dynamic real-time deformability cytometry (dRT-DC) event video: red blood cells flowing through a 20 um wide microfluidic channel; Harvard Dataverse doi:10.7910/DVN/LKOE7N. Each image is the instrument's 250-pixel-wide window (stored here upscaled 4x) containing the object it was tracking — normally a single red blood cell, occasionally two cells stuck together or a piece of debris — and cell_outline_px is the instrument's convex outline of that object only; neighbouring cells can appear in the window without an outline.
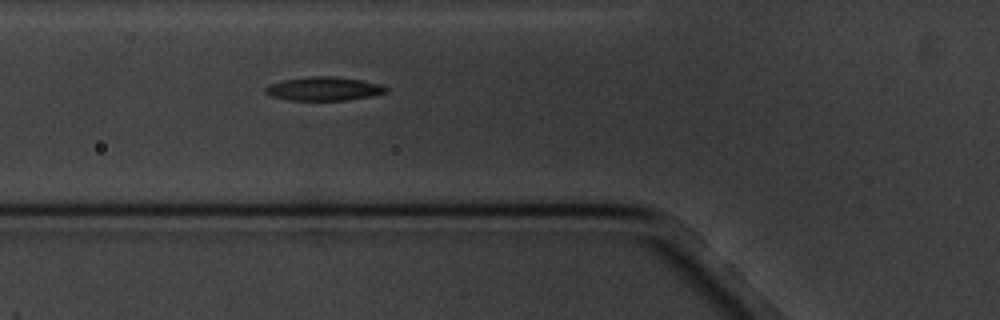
{"species": "common noctule bat (a hibernating species)", "species_latin": "Nyctalus noctula", "temperature_condition": "cold", "stored_images_in_passage": 6, "camera_frame_rate_fps": 3000, "um_per_image_px": 0.085, "animal": {"sex": "male", "body_mass_g": 20.1, "forearm_length_mm": 53.5}, "frame": {"image": 1, "passage_image": 6, "time_ms": 6.0, "image_size_px": [1000, 320], "cell_outline_px": [[388, 92], [368, 96], [344, 100], [288, 100], [272, 96], [264, 92], [264, 88], [268, 84], [284, 80], [312, 76], [336, 76], [360, 80], [380, 84], [388, 88]], "centroid_in_image_um": [27.49, 7.54], "position_along_channel_um": 98.3, "area_um2": 16.53}}